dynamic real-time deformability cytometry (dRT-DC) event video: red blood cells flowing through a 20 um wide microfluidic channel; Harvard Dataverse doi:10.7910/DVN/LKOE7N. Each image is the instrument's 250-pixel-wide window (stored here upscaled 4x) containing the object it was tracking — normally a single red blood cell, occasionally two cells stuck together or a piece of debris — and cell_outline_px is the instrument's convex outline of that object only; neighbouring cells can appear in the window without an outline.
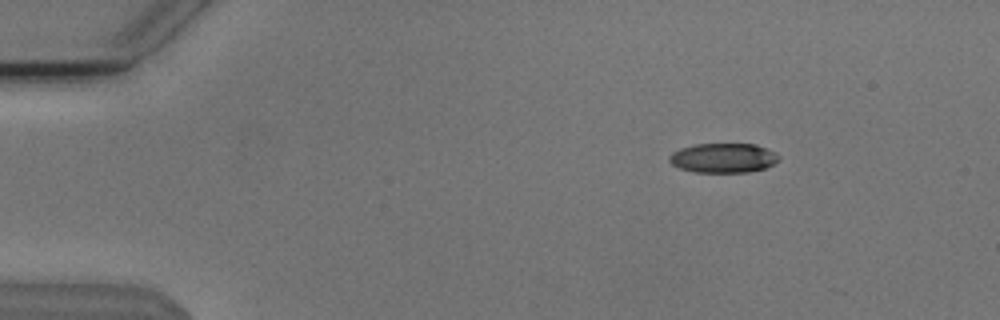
{"species": "Egyptian fruit bat (a non-hibernating species)", "species_latin": "Rousettus aegyptiacus", "temperature_condition": "cold", "stored_images_in_passage": 7, "camera_frame_rate_fps": 3000, "um_per_image_px": 0.085, "animal": {"sex": "male"}, "frame": {"image": 1, "passage_image": 3, "time_ms": 0.667, "image_size_px": [1000, 320], "cell_outline_px": [[780, 156], [772, 164], [764, 168], [748, 172], [696, 172], [680, 168], [672, 164], [668, 160], [668, 156], [672, 152], [680, 148], [696, 144], [756, 144], [776, 152]], "centroid_in_image_um": [61.45, 13.42], "position_along_channel_um": 23.5, "area_um2": 18.79}}
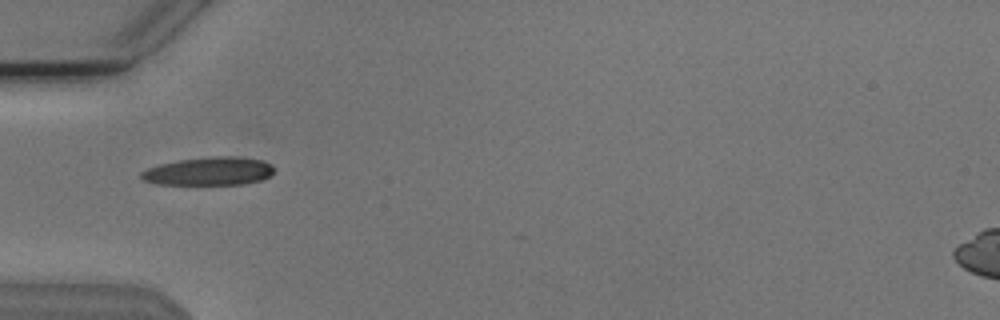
{"frame": {"image": 2, "passage_image": 6, "time_ms": 1.667, "image_size_px": [1000, 320], "cell_outline_px": [[272, 172], [268, 176], [260, 180], [240, 184], [156, 184], [144, 180], [140, 176], [140, 172], [148, 168], [160, 164], [180, 160], [212, 156], [232, 156], [264, 160], [272, 164]], "centroid_in_image_um": [17.75, 14.55], "position_along_channel_um": 67.3, "area_um2": 21.62}}